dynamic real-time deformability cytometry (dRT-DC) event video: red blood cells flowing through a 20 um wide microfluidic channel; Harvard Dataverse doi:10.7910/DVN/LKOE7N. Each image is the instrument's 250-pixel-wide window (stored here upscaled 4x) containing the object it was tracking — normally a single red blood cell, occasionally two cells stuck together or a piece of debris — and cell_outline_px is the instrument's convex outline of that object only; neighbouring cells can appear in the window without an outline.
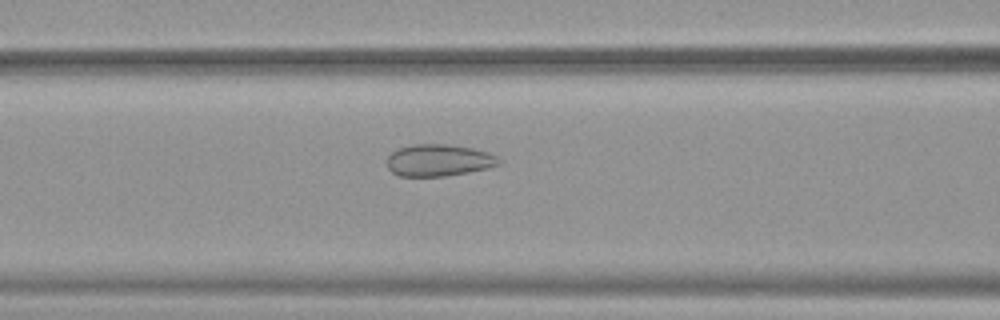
{"species": "common noctule bat (a hibernating species)", "species_latin": "Nyctalus noctula", "temperature_condition": "warm", "stored_images_in_passage": 17, "camera_frame_rate_fps": 3000, "um_per_image_px": 0.085, "animal": {"sex": "female", "body_mass_g": 19.9}, "frame": {"image": 1, "passage_image": 12, "time_ms": 3.667, "image_size_px": [1000, 320], "cell_outline_px": [[500, 164], [488, 168], [448, 176], [400, 176], [392, 172], [388, 168], [384, 160], [392, 152], [400, 148], [412, 144], [448, 144], [472, 148], [488, 152], [496, 156], [500, 160]], "centroid_in_image_um": [37.27, 13.62], "position_along_channel_um": 129.3, "area_um2": 20.92}}
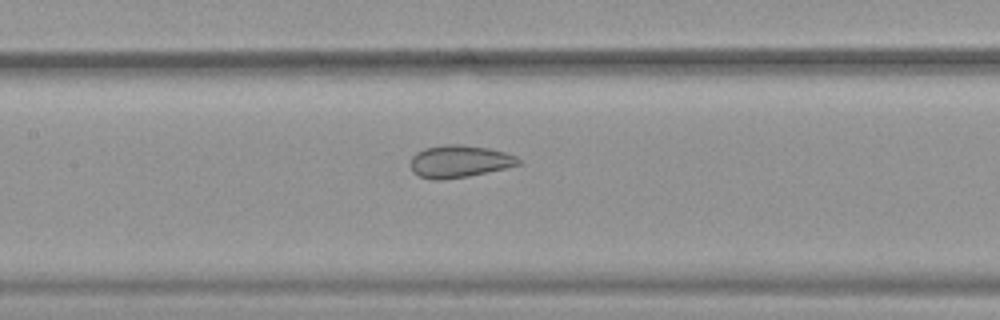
{"frame": {"image": 2, "passage_image": 15, "time_ms": 4.667, "image_size_px": [1000, 320], "cell_outline_px": [[524, 164], [508, 168], [468, 176], [444, 180], [432, 180], [420, 176], [412, 172], [412, 156], [416, 152], [424, 148], [444, 144], [460, 144], [488, 148], [504, 152], [516, 156]], "centroid_in_image_um": [39.08, 13.72], "position_along_channel_um": 168.3, "area_um2": 20.52}}